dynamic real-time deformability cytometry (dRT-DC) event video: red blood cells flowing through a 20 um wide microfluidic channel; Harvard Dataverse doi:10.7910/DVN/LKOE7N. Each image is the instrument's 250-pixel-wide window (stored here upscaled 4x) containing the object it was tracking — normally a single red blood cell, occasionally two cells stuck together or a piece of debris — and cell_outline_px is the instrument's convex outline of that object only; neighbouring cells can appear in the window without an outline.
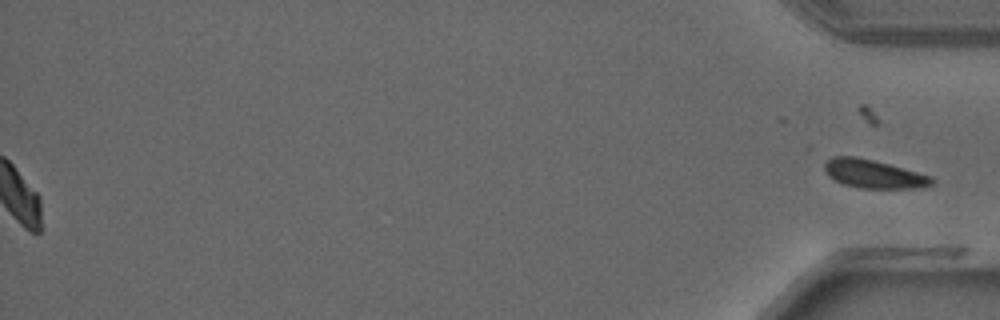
{"species": "common noctule bat (a hibernating species)", "species_latin": "Nyctalus noctula", "temperature_condition": "warm", "stored_images_in_passage": 40, "segment_of_instrument_passage": [2, 2], "camera_frame_rate_fps": 3000, "um_per_image_px": 0.085, "animal": {"sex": "male", "forearm_length_mm": 52.5}, "frame": {"image": 1, "passage_image": 40, "time_ms": 13.0, "image_size_px": [1000, 320], "cell_outline_px": [[932, 184], [920, 188], [860, 188], [844, 184], [828, 176], [824, 168], [824, 164], [832, 156], [856, 156], [888, 164], [932, 176]], "centroid_in_image_um": [74.23, 14.78], "position_along_channel_um": 361.0, "area_um2": 17.57}}